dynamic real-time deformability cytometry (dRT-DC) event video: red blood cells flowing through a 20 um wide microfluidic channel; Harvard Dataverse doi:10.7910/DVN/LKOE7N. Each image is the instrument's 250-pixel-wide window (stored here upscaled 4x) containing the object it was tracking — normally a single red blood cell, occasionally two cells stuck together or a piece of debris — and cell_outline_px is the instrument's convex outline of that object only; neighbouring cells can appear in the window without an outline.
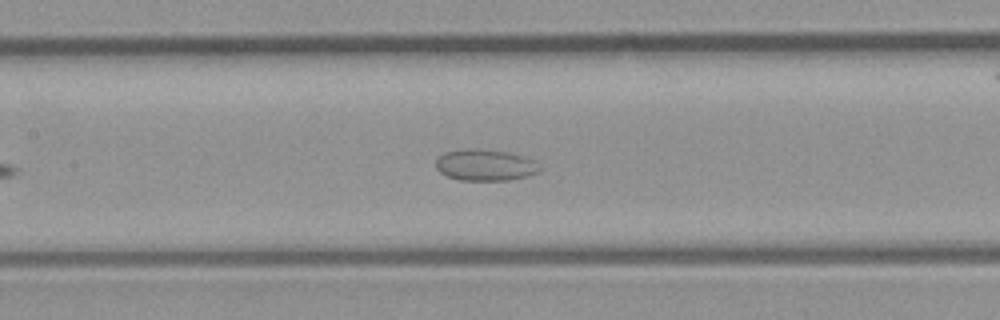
{"species": "common noctule bat (a hibernating species)", "species_latin": "Nyctalus noctula", "temperature_condition": "room temperature", "stored_images_in_passage": 28, "camera_frame_rate_fps": 3000, "um_per_image_px": 0.085, "animal": {"sex": "male", "body_mass_g": 23.1, "forearm_length_mm": 52.7}, "frame": {"image": 1, "passage_image": 13, "time_ms": 4.0, "image_size_px": [1000, 320], "cell_outline_px": [[540, 168], [536, 172], [528, 176], [508, 180], [460, 180], [448, 176], [440, 172], [436, 168], [436, 160], [444, 152], [468, 148], [476, 148], [508, 152], [524, 156], [536, 160]], "centroid_in_image_um": [41.24, 14.02], "position_along_channel_um": 166.2, "area_um2": 19.02}}
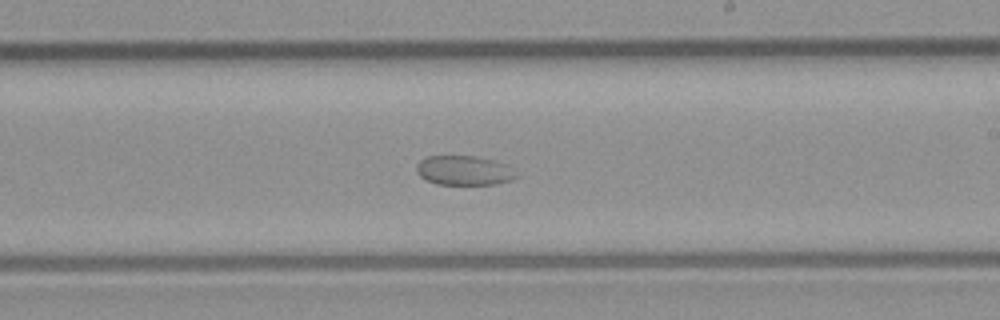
{"frame": {"image": 2, "passage_image": 19, "time_ms": 6.0, "image_size_px": [1000, 320], "cell_outline_px": [[516, 176], [512, 180], [496, 184], [436, 184], [420, 176], [416, 172], [416, 164], [420, 160], [428, 156], [476, 156], [508, 164]], "centroid_in_image_um": [39.42, 14.48], "position_along_channel_um": 249.6, "area_um2": 17.05}}
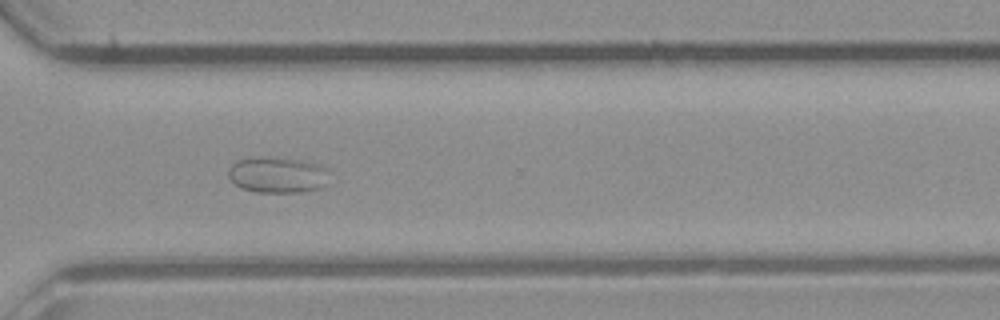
{"frame": {"image": 3, "passage_image": 26, "time_ms": 8.333, "image_size_px": [1000, 320], "cell_outline_px": [[328, 184], [324, 188], [300, 192], [256, 192], [244, 188], [236, 184], [228, 176], [228, 168], [232, 164], [240, 160], [268, 156], [296, 160], [316, 164], [324, 168]], "centroid_in_image_um": [23.58, 14.88], "position_along_channel_um": 347.0, "area_um2": 20.81}}